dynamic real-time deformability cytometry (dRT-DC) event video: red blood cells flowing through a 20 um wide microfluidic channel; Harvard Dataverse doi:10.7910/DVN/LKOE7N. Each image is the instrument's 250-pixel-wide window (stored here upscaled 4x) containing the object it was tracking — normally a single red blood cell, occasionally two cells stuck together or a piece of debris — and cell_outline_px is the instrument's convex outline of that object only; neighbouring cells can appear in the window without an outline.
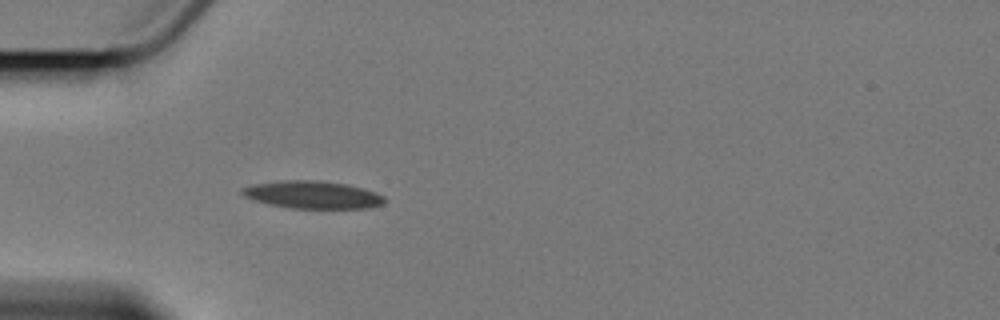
{"species": "Egyptian fruit bat (a non-hibernating species)", "species_latin": "Rousettus aegyptiacus", "temperature_condition": "cold", "stored_images_in_passage": 4, "camera_frame_rate_fps": 3000, "um_per_image_px": 0.085, "animal": {"sex": "female"}, "frame": {"image": 1, "passage_image": 4, "time_ms": 3.667, "image_size_px": [1000, 320], "cell_outline_px": [[384, 204], [364, 208], [292, 208], [268, 204], [244, 196], [240, 192], [240, 188], [252, 184], [284, 180], [320, 180], [344, 184], [364, 188], [376, 192], [384, 196]], "centroid_in_image_um": [26.55, 16.54], "position_along_channel_um": 58.4, "area_um2": 22.83}}